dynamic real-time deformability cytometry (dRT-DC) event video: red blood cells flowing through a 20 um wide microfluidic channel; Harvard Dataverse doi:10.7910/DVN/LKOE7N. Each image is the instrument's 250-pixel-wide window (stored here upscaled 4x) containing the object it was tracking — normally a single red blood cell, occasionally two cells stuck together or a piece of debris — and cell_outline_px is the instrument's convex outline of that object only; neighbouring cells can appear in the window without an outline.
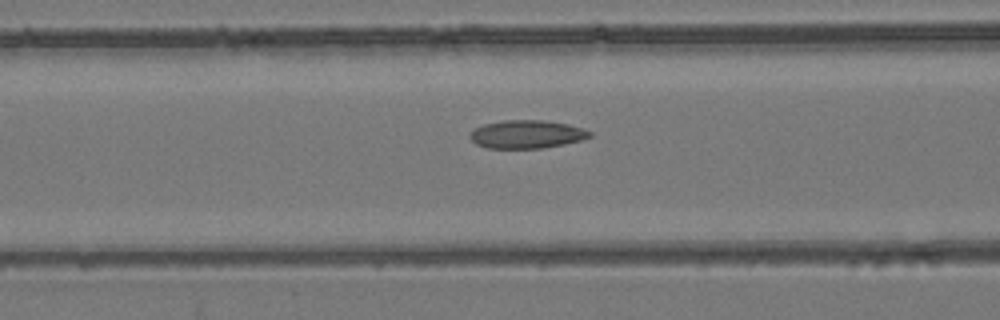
{"species": "common noctule bat (a hibernating species)", "species_latin": "Nyctalus noctula", "temperature_condition": "room temperature", "stored_images_in_passage": 55, "camera_frame_rate_fps": 3000, "um_per_image_px": 0.085, "animal": {"sex": "female", "body_mass_g": 24.6, "forearm_length_mm": 56.2}, "frame": {"image": 1, "passage_image": 23, "time_ms": 7.333, "image_size_px": [1000, 320], "cell_outline_px": [[592, 136], [580, 140], [564, 144], [540, 148], [488, 148], [476, 144], [468, 136], [476, 128], [484, 124], [504, 120], [544, 120], [568, 124], [584, 128], [592, 132]], "centroid_in_image_um": [44.79, 11.41], "position_along_channel_um": 121.8, "area_um2": 19.59}}
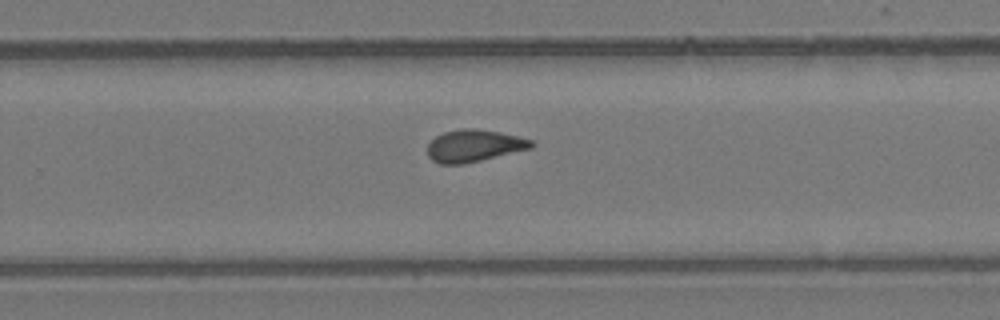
{"frame": {"image": 2, "passage_image": 36, "time_ms": 11.667, "image_size_px": [1000, 320], "cell_outline_px": [[536, 144], [532, 148], [464, 164], [440, 164], [432, 160], [428, 156], [428, 144], [436, 136], [444, 132], [464, 128], [476, 128], [500, 132], [532, 140]], "centroid_in_image_um": [40.3, 12.39], "position_along_channel_um": 289.5, "area_um2": 19.42}}
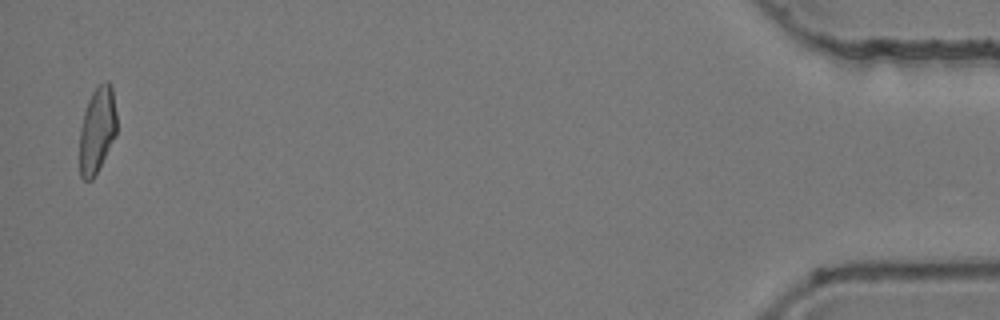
{"frame": {"image": 3, "passage_image": 54, "time_ms": 17.667, "image_size_px": [1000, 320], "cell_outline_px": [[116, 136], [92, 180], [84, 180], [80, 176], [80, 128], [84, 112], [88, 100], [92, 92], [104, 80], [108, 80], [112, 88], [116, 112]], "centroid_in_image_um": [8.26, 11.03], "position_along_channel_um": 426.9, "area_um2": 18.55}, "authors_computed_cell_mechanics": {"area_um2": 19.4786, "velocity_mm_per_s": 3.8799, "shape_relaxation_time_tau1_ms": null, "shape_relaxation_time_tau2_ms": 2.6085, "deformation_change_tau1": null, "deformation_change_tau2": 0.0868}}